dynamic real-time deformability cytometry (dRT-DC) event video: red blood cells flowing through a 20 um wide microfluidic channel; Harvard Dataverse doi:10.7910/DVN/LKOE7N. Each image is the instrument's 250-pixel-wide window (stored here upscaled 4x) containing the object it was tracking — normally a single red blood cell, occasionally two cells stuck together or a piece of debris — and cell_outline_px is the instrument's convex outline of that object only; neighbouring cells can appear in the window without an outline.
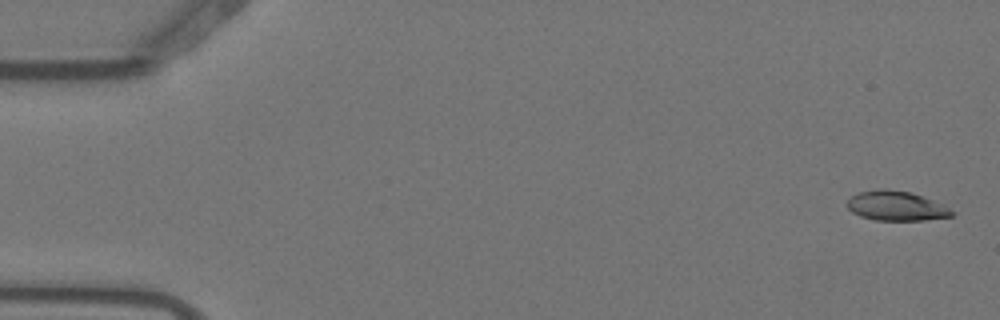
{"species": "Egyptian fruit bat (a non-hibernating species)", "species_latin": "Rousettus aegyptiacus", "temperature_condition": "warm", "stored_images_in_passage": 5, "camera_frame_rate_fps": 3000, "um_per_image_px": 0.085, "animal": {"sex": "female"}, "frame": {"image": 1, "passage_image": 1, "time_ms": 0.0, "image_size_px": [1000, 320], "cell_outline_px": [[956, 212], [952, 216], [924, 220], [876, 220], [860, 216], [852, 212], [848, 208], [848, 200], [852, 196], [860, 192], [876, 188], [884, 188], [908, 192], [944, 204]], "centroid_in_image_um": [76.19, 17.5], "position_along_channel_um": 8.8, "area_um2": 17.98}}
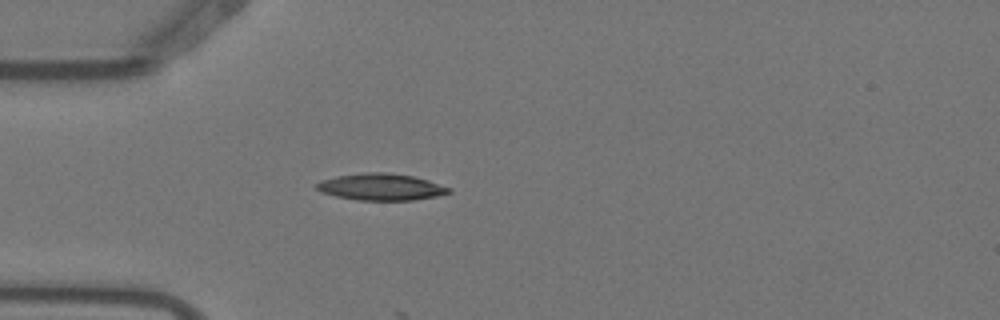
{"frame": {"image": 2, "passage_image": 5, "time_ms": 1.333, "image_size_px": [1000, 320], "cell_outline_px": [[452, 192], [436, 196], [412, 200], [356, 200], [336, 196], [320, 192], [316, 188], [316, 184], [324, 180], [336, 176], [368, 172], [384, 172], [412, 176], [428, 180], [452, 188]], "centroid_in_image_um": [32.41, 15.89], "position_along_channel_um": 52.6, "area_um2": 20.46}}